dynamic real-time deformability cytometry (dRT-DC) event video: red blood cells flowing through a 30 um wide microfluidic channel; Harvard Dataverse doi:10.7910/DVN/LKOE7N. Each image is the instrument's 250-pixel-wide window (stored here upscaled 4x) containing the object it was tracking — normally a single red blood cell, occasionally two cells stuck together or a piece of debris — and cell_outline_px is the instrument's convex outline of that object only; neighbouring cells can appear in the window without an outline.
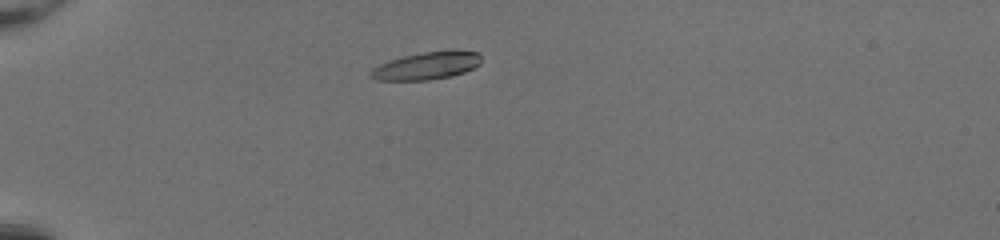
{"species": "common noctule bat (a hibernating species)", "species_latin": "Nyctalus noctula", "temperature_condition": "room temperature", "stored_images_in_passage": 43, "camera_frame_rate_fps": 3000, "um_per_image_px": 0.085, "animal": {"sex": "female", "body_mass_g": 20.0, "forearm_length_mm": 54.0}, "frame": {"image": 1, "passage_image": 7, "time_ms": 2.0, "image_size_px": [1000, 240], "cell_outline_px": [[480, 64], [464, 72], [452, 76], [428, 80], [376, 80], [368, 76], [368, 72], [372, 68], [380, 64], [404, 56], [444, 48], [456, 48], [476, 52], [480, 56]], "centroid_in_image_um": [36.29, 5.56], "position_along_channel_um": 48.7, "area_um2": 18.15}}
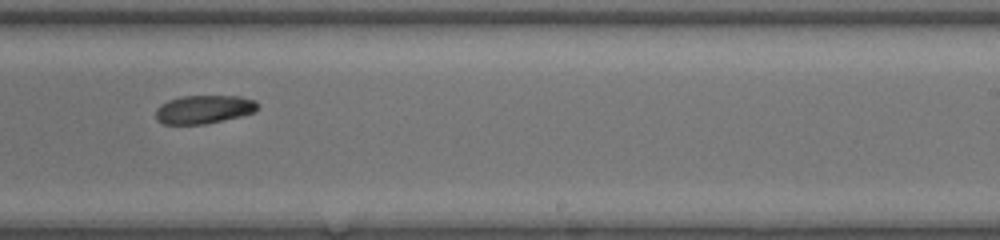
{"frame": {"image": 2, "passage_image": 26, "time_ms": 8.333, "image_size_px": [1000, 240], "cell_outline_px": [[260, 104], [252, 112], [240, 116], [204, 124], [164, 124], [156, 120], [156, 108], [160, 104], [168, 100], [180, 96], [240, 96], [256, 100]], "centroid_in_image_um": [17.3, 9.28], "position_along_channel_um": 271.7, "area_um2": 16.88}}
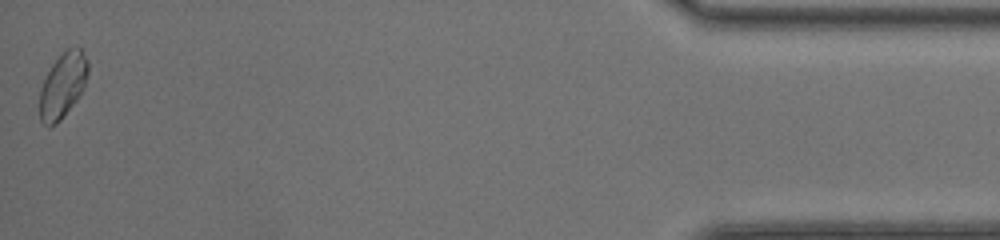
{"frame": {"image": 3, "passage_image": 43, "time_ms": 14.0, "image_size_px": [1000, 240], "cell_outline_px": [[88, 72], [84, 88], [76, 100], [60, 120], [56, 124], [48, 128], [40, 120], [40, 88], [52, 64], [68, 48], [80, 48], [88, 60]], "centroid_in_image_um": [5.34, 7.28], "position_along_channel_um": 429.9, "area_um2": 18.09}, "authors_computed_cell_mechanics": {"area_um2": 18.0336, "velocity_mm_per_s": 4.125, "shape_relaxation_time_tau1_ms": 2.5568, "shape_relaxation_time_tau2_ms": null, "deformation_change_tau1": 0.1014, "deformation_change_tau2": null}}